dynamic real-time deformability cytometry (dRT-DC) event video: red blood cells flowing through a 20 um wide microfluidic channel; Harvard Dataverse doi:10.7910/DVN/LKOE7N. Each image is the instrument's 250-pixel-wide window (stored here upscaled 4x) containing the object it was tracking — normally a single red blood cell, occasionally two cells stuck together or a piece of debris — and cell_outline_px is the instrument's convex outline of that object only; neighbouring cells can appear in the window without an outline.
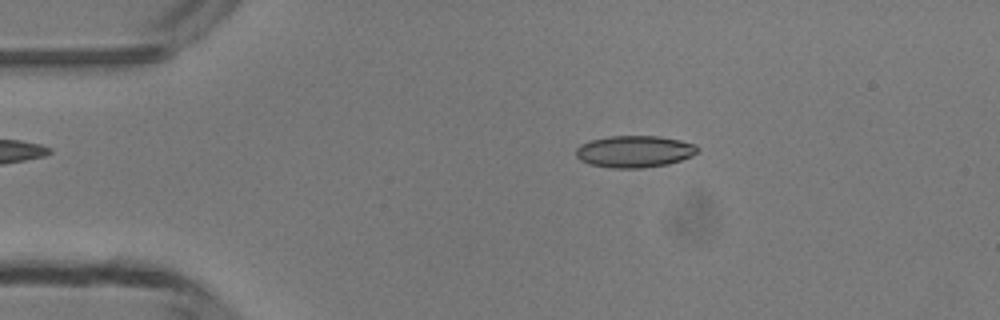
{"species": "common noctule bat (a hibernating species)", "species_latin": "Nyctalus noctula", "temperature_condition": "room temperature", "stored_images_in_passage": 47, "camera_frame_rate_fps": 3000, "um_per_image_px": 0.085, "animal": {"sex": "male", "body_mass_g": 13.3}, "frame": {"image": 1, "passage_image": 8, "time_ms": 2.333, "image_size_px": [1000, 320], "cell_outline_px": [[700, 148], [692, 156], [668, 164], [644, 168], [612, 168], [588, 164], [580, 160], [576, 156], [576, 148], [580, 144], [588, 140], [608, 136], [660, 136], [680, 140], [696, 144]], "centroid_in_image_um": [53.91, 12.87], "position_along_channel_um": 31.1, "area_um2": 22.83}}
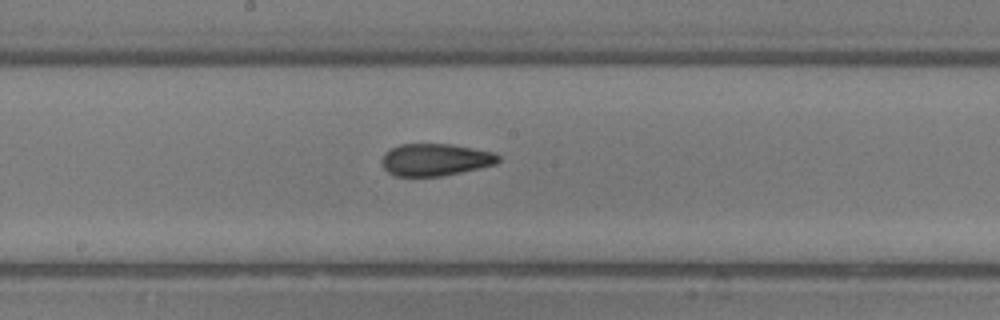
{"frame": {"image": 2, "passage_image": 24, "time_ms": 7.667, "image_size_px": [1000, 320], "cell_outline_px": [[500, 160], [496, 164], [480, 168], [440, 176], [396, 176], [388, 172], [384, 168], [380, 160], [384, 152], [388, 148], [400, 144], [452, 144], [496, 152], [500, 156]], "centroid_in_image_um": [36.99, 13.56], "position_along_channel_um": 211.2, "area_um2": 22.14}}
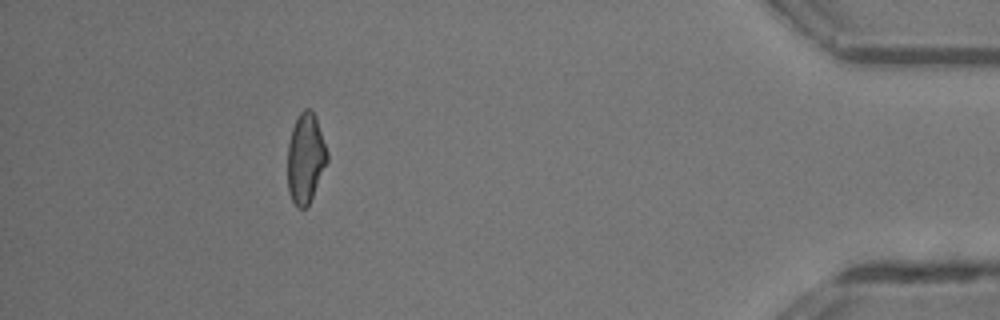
{"frame": {"image": 3, "passage_image": 42, "time_ms": 13.667, "image_size_px": [1000, 320], "cell_outline_px": [[328, 160], [312, 196], [308, 204], [304, 208], [296, 208], [288, 192], [288, 144], [292, 128], [300, 112], [304, 108], [308, 108], [316, 116], [328, 152]], "centroid_in_image_um": [25.97, 13.44], "position_along_channel_um": 409.2, "area_um2": 20.63}, "authors_computed_cell_mechanics": {"area_um2": 21.7906, "velocity_mm_per_s": 4.2903, "shape_relaxation_time_tau1_ms": 5.9349, "shape_relaxation_time_tau2_ms": 2.1738, "deformation_change_tau1": 0.1511, "deformation_change_tau2": 0.0921}}